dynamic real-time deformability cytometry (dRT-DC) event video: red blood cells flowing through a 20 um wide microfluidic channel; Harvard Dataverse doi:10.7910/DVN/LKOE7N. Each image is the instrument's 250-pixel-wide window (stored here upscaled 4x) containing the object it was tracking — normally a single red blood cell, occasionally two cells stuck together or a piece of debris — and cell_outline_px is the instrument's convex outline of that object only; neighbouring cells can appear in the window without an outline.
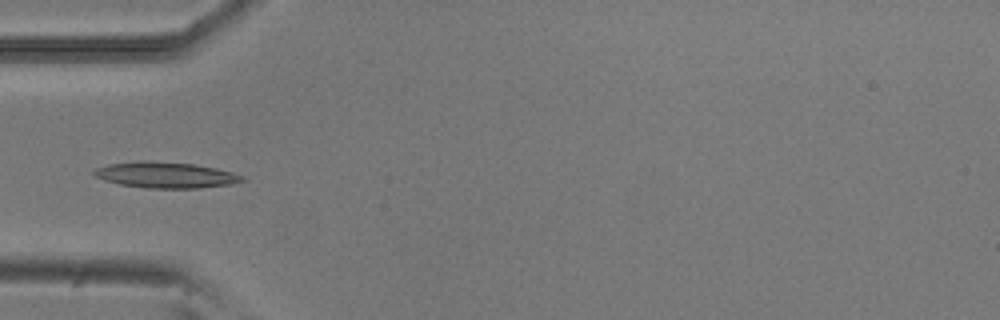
{"species": "common noctule bat (a hibernating species)", "species_latin": "Nyctalus noctula", "temperature_condition": "room temperature", "stored_images_in_passage": 3, "camera_frame_rate_fps": 3000, "um_per_image_px": 0.085, "animal": {"sex": "male", "body_mass_g": 20.5, "forearm_length_mm": 52.5}, "frame": {"image": 1, "passage_image": 3, "time_ms": 0.667, "image_size_px": [1000, 320], "cell_outline_px": [[244, 180], [232, 184], [200, 188], [148, 188], [120, 184], [104, 180], [96, 176], [92, 172], [96, 168], [108, 164], [140, 160], [192, 164], [216, 168], [232, 172], [244, 176]], "centroid_in_image_um": [14.08, 14.87], "position_along_channel_um": 70.9, "area_um2": 22.25}}